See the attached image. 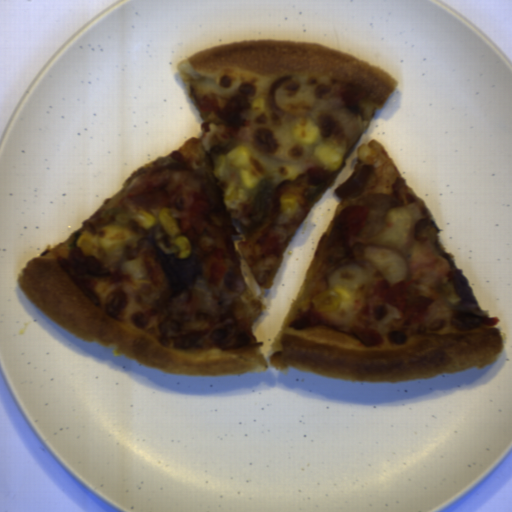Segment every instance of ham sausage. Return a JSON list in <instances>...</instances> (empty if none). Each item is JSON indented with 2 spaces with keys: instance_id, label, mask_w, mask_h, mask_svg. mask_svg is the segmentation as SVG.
<instances>
[{
  "instance_id": "ham-sausage-1",
  "label": "ham sausage",
  "mask_w": 512,
  "mask_h": 512,
  "mask_svg": "<svg viewBox=\"0 0 512 512\" xmlns=\"http://www.w3.org/2000/svg\"><path fill=\"white\" fill-rule=\"evenodd\" d=\"M355 206H365L368 209L364 226L355 235L360 239L380 236L386 226L387 213L397 208L396 199L388 193H376L359 198Z\"/></svg>"
}]
</instances>
